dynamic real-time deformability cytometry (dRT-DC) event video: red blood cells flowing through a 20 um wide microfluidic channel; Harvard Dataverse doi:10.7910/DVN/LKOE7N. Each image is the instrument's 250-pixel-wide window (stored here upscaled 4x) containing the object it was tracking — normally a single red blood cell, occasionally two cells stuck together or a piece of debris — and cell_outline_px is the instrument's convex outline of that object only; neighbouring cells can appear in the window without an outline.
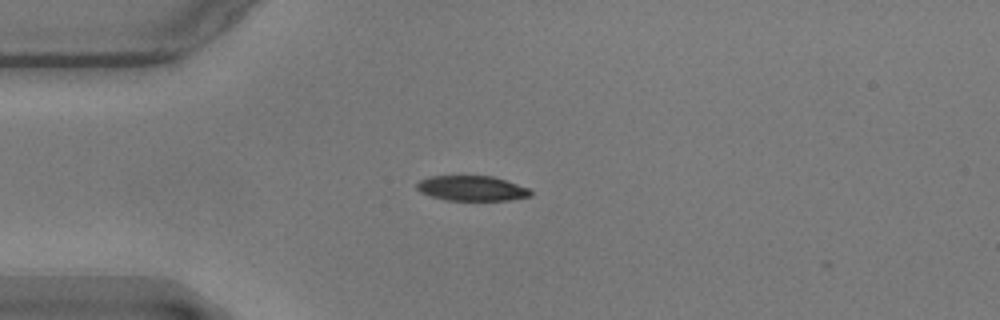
{"species": "common noctule bat (a hibernating species)", "species_latin": "Nyctalus noctula", "temperature_condition": "warm", "stored_images_in_passage": 2, "camera_frame_rate_fps": 3000, "um_per_image_px": 0.085, "animal": {"sex": "male", "body_mass_g": 17.9}, "frame": {"image": 1, "passage_image": 1, "time_ms": 0.0, "image_size_px": [1000, 320], "cell_outline_px": [[532, 196], [508, 200], [448, 200], [432, 196], [420, 192], [416, 188], [416, 184], [420, 180], [428, 176], [492, 176], [528, 188], [532, 192]], "centroid_in_image_um": [40.08, 16.0], "position_along_channel_um": 44.9, "area_um2": 16.47}}